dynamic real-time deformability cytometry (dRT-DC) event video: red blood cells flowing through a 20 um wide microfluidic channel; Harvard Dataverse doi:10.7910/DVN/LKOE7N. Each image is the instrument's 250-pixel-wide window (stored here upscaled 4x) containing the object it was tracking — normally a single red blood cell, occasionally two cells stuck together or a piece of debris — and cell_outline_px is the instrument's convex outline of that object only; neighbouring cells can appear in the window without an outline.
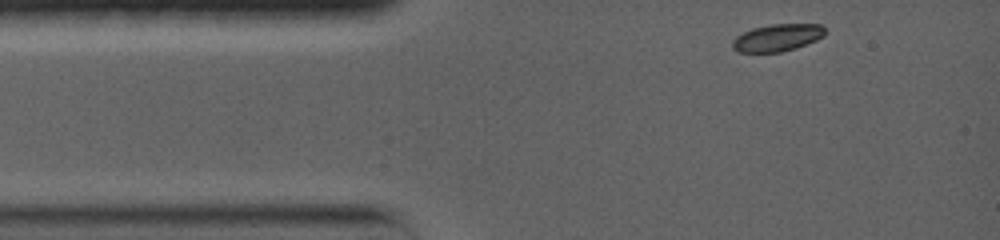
{"species": "common noctule bat (a hibernating species)", "species_latin": "Nyctalus noctula", "temperature_condition": "warm", "stored_images_in_passage": 54, "camera_frame_rate_fps": 5000, "um_per_image_px": 0.085, "animal": {"sex": "female", "body_mass_g": 19.0, "forearm_length_mm": 56.7}, "frame": {"image": 1, "passage_image": 1, "time_ms": 0.0, "image_size_px": [1000, 240], "cell_outline_px": [[824, 36], [816, 40], [796, 48], [780, 52], [736, 52], [732, 48], [732, 40], [736, 36], [752, 28], [768, 24], [820, 24], [824, 28]], "centroid_in_image_um": [66.04, 3.2], "position_along_channel_um": 19.0, "area_um2": 14.74}}
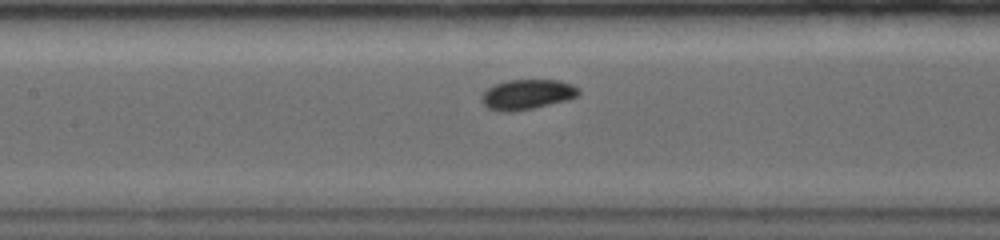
{"frame": {"image": 2, "passage_image": 28, "time_ms": 5.0, "image_size_px": [1000, 240], "cell_outline_px": [[580, 92], [576, 96], [568, 100], [532, 108], [512, 112], [500, 112], [488, 108], [480, 100], [480, 96], [488, 88], [496, 84], [508, 80], [560, 80], [572, 84], [580, 88]], "centroid_in_image_um": [44.8, 8.03], "position_along_channel_um": 162.6, "area_um2": 17.05}}
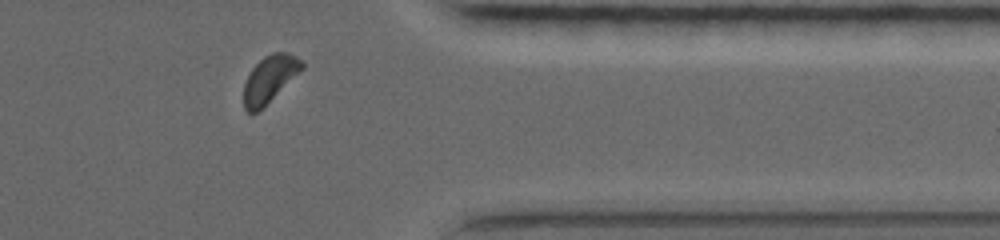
{"frame": {"image": 3, "passage_image": 50, "time_ms": 11.4, "image_size_px": [1000, 240], "cell_outline_px": [[304, 68], [256, 112], [248, 112], [244, 108], [244, 84], [252, 68], [264, 56], [272, 52], [288, 52], [304, 60]], "centroid_in_image_um": [22.94, 6.66], "position_along_channel_um": 388.5, "area_um2": 15.49}, "authors_computed_cell_mechanics": {"area_um2": 15.7794, "velocity_mm_per_s": 3.6709, "shape_relaxation_time_tau1_ms": 4.4568, "shape_relaxation_time_tau2_ms": null, "deformation_change_tau1": 0.1373, "deformation_change_tau2": null}}